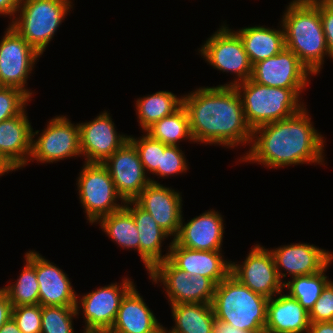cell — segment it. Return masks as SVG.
Here are the masks:
<instances>
[{
  "label": "cell",
  "mask_w": 333,
  "mask_h": 333,
  "mask_svg": "<svg viewBox=\"0 0 333 333\" xmlns=\"http://www.w3.org/2000/svg\"><path fill=\"white\" fill-rule=\"evenodd\" d=\"M311 120L304 106L289 118L255 128L251 147L239 162L261 164L269 170L302 164L325 166L326 138Z\"/></svg>",
  "instance_id": "obj_1"
},
{
  "label": "cell",
  "mask_w": 333,
  "mask_h": 333,
  "mask_svg": "<svg viewBox=\"0 0 333 333\" xmlns=\"http://www.w3.org/2000/svg\"><path fill=\"white\" fill-rule=\"evenodd\" d=\"M182 105L194 144L232 148L248 145L252 129L246 123L242 101L235 86L199 87L183 94Z\"/></svg>",
  "instance_id": "obj_2"
},
{
  "label": "cell",
  "mask_w": 333,
  "mask_h": 333,
  "mask_svg": "<svg viewBox=\"0 0 333 333\" xmlns=\"http://www.w3.org/2000/svg\"><path fill=\"white\" fill-rule=\"evenodd\" d=\"M281 23L285 46L315 76L320 75L326 59H330L320 17V0H292L285 7Z\"/></svg>",
  "instance_id": "obj_3"
},
{
  "label": "cell",
  "mask_w": 333,
  "mask_h": 333,
  "mask_svg": "<svg viewBox=\"0 0 333 333\" xmlns=\"http://www.w3.org/2000/svg\"><path fill=\"white\" fill-rule=\"evenodd\" d=\"M268 298L255 293L231 273L216 285L215 319L249 333L265 332Z\"/></svg>",
  "instance_id": "obj_4"
},
{
  "label": "cell",
  "mask_w": 333,
  "mask_h": 333,
  "mask_svg": "<svg viewBox=\"0 0 333 333\" xmlns=\"http://www.w3.org/2000/svg\"><path fill=\"white\" fill-rule=\"evenodd\" d=\"M244 110V117L252 131L298 113L304 106L302 92L305 89L269 87L251 78L235 85Z\"/></svg>",
  "instance_id": "obj_5"
},
{
  "label": "cell",
  "mask_w": 333,
  "mask_h": 333,
  "mask_svg": "<svg viewBox=\"0 0 333 333\" xmlns=\"http://www.w3.org/2000/svg\"><path fill=\"white\" fill-rule=\"evenodd\" d=\"M72 1L22 0L9 25L43 55L60 25L67 18L68 12L73 10Z\"/></svg>",
  "instance_id": "obj_6"
},
{
  "label": "cell",
  "mask_w": 333,
  "mask_h": 333,
  "mask_svg": "<svg viewBox=\"0 0 333 333\" xmlns=\"http://www.w3.org/2000/svg\"><path fill=\"white\" fill-rule=\"evenodd\" d=\"M78 175L76 190L88 223L93 225L101 217L124 207L125 201L117 193L109 171L103 164L83 163Z\"/></svg>",
  "instance_id": "obj_7"
},
{
  "label": "cell",
  "mask_w": 333,
  "mask_h": 333,
  "mask_svg": "<svg viewBox=\"0 0 333 333\" xmlns=\"http://www.w3.org/2000/svg\"><path fill=\"white\" fill-rule=\"evenodd\" d=\"M226 22L207 38L198 53L217 71L233 74L234 79L224 86H235L251 78L252 64L239 35Z\"/></svg>",
  "instance_id": "obj_8"
},
{
  "label": "cell",
  "mask_w": 333,
  "mask_h": 333,
  "mask_svg": "<svg viewBox=\"0 0 333 333\" xmlns=\"http://www.w3.org/2000/svg\"><path fill=\"white\" fill-rule=\"evenodd\" d=\"M47 122L41 133L32 129L29 164L34 161L51 164L81 157L79 124L72 123L67 115H56Z\"/></svg>",
  "instance_id": "obj_9"
},
{
  "label": "cell",
  "mask_w": 333,
  "mask_h": 333,
  "mask_svg": "<svg viewBox=\"0 0 333 333\" xmlns=\"http://www.w3.org/2000/svg\"><path fill=\"white\" fill-rule=\"evenodd\" d=\"M134 285V280L127 276L122 277L120 283L113 282L84 295L77 294L76 312L78 316L82 312L85 325L82 333H107L116 319L123 297Z\"/></svg>",
  "instance_id": "obj_10"
},
{
  "label": "cell",
  "mask_w": 333,
  "mask_h": 333,
  "mask_svg": "<svg viewBox=\"0 0 333 333\" xmlns=\"http://www.w3.org/2000/svg\"><path fill=\"white\" fill-rule=\"evenodd\" d=\"M147 273L153 284L163 285V292L166 294L169 305L212 304L216 284L210 278L189 275L176 268L168 259L158 262Z\"/></svg>",
  "instance_id": "obj_11"
},
{
  "label": "cell",
  "mask_w": 333,
  "mask_h": 333,
  "mask_svg": "<svg viewBox=\"0 0 333 333\" xmlns=\"http://www.w3.org/2000/svg\"><path fill=\"white\" fill-rule=\"evenodd\" d=\"M42 57L12 26L8 25L0 40V86L15 87L33 98L27 87L35 63Z\"/></svg>",
  "instance_id": "obj_12"
},
{
  "label": "cell",
  "mask_w": 333,
  "mask_h": 333,
  "mask_svg": "<svg viewBox=\"0 0 333 333\" xmlns=\"http://www.w3.org/2000/svg\"><path fill=\"white\" fill-rule=\"evenodd\" d=\"M240 262L231 261V274L253 292L269 299L284 291L269 248L254 244Z\"/></svg>",
  "instance_id": "obj_13"
},
{
  "label": "cell",
  "mask_w": 333,
  "mask_h": 333,
  "mask_svg": "<svg viewBox=\"0 0 333 333\" xmlns=\"http://www.w3.org/2000/svg\"><path fill=\"white\" fill-rule=\"evenodd\" d=\"M311 76L297 55L285 47L277 55L255 63L251 79L269 87L307 89Z\"/></svg>",
  "instance_id": "obj_14"
},
{
  "label": "cell",
  "mask_w": 333,
  "mask_h": 333,
  "mask_svg": "<svg viewBox=\"0 0 333 333\" xmlns=\"http://www.w3.org/2000/svg\"><path fill=\"white\" fill-rule=\"evenodd\" d=\"M112 120L110 113L105 110L91 121L78 123L84 163H104L129 140L127 134L117 132Z\"/></svg>",
  "instance_id": "obj_15"
},
{
  "label": "cell",
  "mask_w": 333,
  "mask_h": 333,
  "mask_svg": "<svg viewBox=\"0 0 333 333\" xmlns=\"http://www.w3.org/2000/svg\"><path fill=\"white\" fill-rule=\"evenodd\" d=\"M115 184L117 193L126 201H133L150 183H160L145 172L135 146L128 140L104 163Z\"/></svg>",
  "instance_id": "obj_16"
},
{
  "label": "cell",
  "mask_w": 333,
  "mask_h": 333,
  "mask_svg": "<svg viewBox=\"0 0 333 333\" xmlns=\"http://www.w3.org/2000/svg\"><path fill=\"white\" fill-rule=\"evenodd\" d=\"M269 250L273 255L278 276L283 284L285 283L284 278L288 275L294 278L315 274L333 260L331 250L327 251L309 243H290Z\"/></svg>",
  "instance_id": "obj_17"
},
{
  "label": "cell",
  "mask_w": 333,
  "mask_h": 333,
  "mask_svg": "<svg viewBox=\"0 0 333 333\" xmlns=\"http://www.w3.org/2000/svg\"><path fill=\"white\" fill-rule=\"evenodd\" d=\"M24 258L35 267L41 306H76L78 293L63 269L35 250H27Z\"/></svg>",
  "instance_id": "obj_18"
},
{
  "label": "cell",
  "mask_w": 333,
  "mask_h": 333,
  "mask_svg": "<svg viewBox=\"0 0 333 333\" xmlns=\"http://www.w3.org/2000/svg\"><path fill=\"white\" fill-rule=\"evenodd\" d=\"M133 201L151 214L172 240L178 235L183 215V199L179 191L171 186L150 182Z\"/></svg>",
  "instance_id": "obj_19"
},
{
  "label": "cell",
  "mask_w": 333,
  "mask_h": 333,
  "mask_svg": "<svg viewBox=\"0 0 333 333\" xmlns=\"http://www.w3.org/2000/svg\"><path fill=\"white\" fill-rule=\"evenodd\" d=\"M223 216L218 210L209 209L184 222L182 215L180 230L173 240L179 246L192 250L223 251Z\"/></svg>",
  "instance_id": "obj_20"
},
{
  "label": "cell",
  "mask_w": 333,
  "mask_h": 333,
  "mask_svg": "<svg viewBox=\"0 0 333 333\" xmlns=\"http://www.w3.org/2000/svg\"><path fill=\"white\" fill-rule=\"evenodd\" d=\"M223 254L222 251L192 250L172 240L167 259L189 275L205 276L217 285L231 273V260Z\"/></svg>",
  "instance_id": "obj_21"
},
{
  "label": "cell",
  "mask_w": 333,
  "mask_h": 333,
  "mask_svg": "<svg viewBox=\"0 0 333 333\" xmlns=\"http://www.w3.org/2000/svg\"><path fill=\"white\" fill-rule=\"evenodd\" d=\"M27 107L0 122V156L15 171L29 165L32 150V125Z\"/></svg>",
  "instance_id": "obj_22"
},
{
  "label": "cell",
  "mask_w": 333,
  "mask_h": 333,
  "mask_svg": "<svg viewBox=\"0 0 333 333\" xmlns=\"http://www.w3.org/2000/svg\"><path fill=\"white\" fill-rule=\"evenodd\" d=\"M124 207L134 218L139 234V256L146 271L149 272L158 262L168 258L172 240L164 255L162 254V246L163 242L171 236L156 223L151 214L139 207L134 201H126Z\"/></svg>",
  "instance_id": "obj_23"
},
{
  "label": "cell",
  "mask_w": 333,
  "mask_h": 333,
  "mask_svg": "<svg viewBox=\"0 0 333 333\" xmlns=\"http://www.w3.org/2000/svg\"><path fill=\"white\" fill-rule=\"evenodd\" d=\"M134 285L123 297L116 319L107 333H160L163 325Z\"/></svg>",
  "instance_id": "obj_24"
},
{
  "label": "cell",
  "mask_w": 333,
  "mask_h": 333,
  "mask_svg": "<svg viewBox=\"0 0 333 333\" xmlns=\"http://www.w3.org/2000/svg\"><path fill=\"white\" fill-rule=\"evenodd\" d=\"M309 312L283 291L269 298L266 313V333H308Z\"/></svg>",
  "instance_id": "obj_25"
},
{
  "label": "cell",
  "mask_w": 333,
  "mask_h": 333,
  "mask_svg": "<svg viewBox=\"0 0 333 333\" xmlns=\"http://www.w3.org/2000/svg\"><path fill=\"white\" fill-rule=\"evenodd\" d=\"M279 29L260 24L234 30L242 40L252 66L282 51L285 46V33L281 21Z\"/></svg>",
  "instance_id": "obj_26"
},
{
  "label": "cell",
  "mask_w": 333,
  "mask_h": 333,
  "mask_svg": "<svg viewBox=\"0 0 333 333\" xmlns=\"http://www.w3.org/2000/svg\"><path fill=\"white\" fill-rule=\"evenodd\" d=\"M174 326L170 333H212L215 314L212 304L180 303L169 305Z\"/></svg>",
  "instance_id": "obj_27"
},
{
  "label": "cell",
  "mask_w": 333,
  "mask_h": 333,
  "mask_svg": "<svg viewBox=\"0 0 333 333\" xmlns=\"http://www.w3.org/2000/svg\"><path fill=\"white\" fill-rule=\"evenodd\" d=\"M183 95L177 96L171 91H157L135 100L137 121L144 132L155 122L171 115L182 106Z\"/></svg>",
  "instance_id": "obj_28"
},
{
  "label": "cell",
  "mask_w": 333,
  "mask_h": 333,
  "mask_svg": "<svg viewBox=\"0 0 333 333\" xmlns=\"http://www.w3.org/2000/svg\"><path fill=\"white\" fill-rule=\"evenodd\" d=\"M95 224L120 248L139 254V234L132 214L125 208L101 217Z\"/></svg>",
  "instance_id": "obj_29"
},
{
  "label": "cell",
  "mask_w": 333,
  "mask_h": 333,
  "mask_svg": "<svg viewBox=\"0 0 333 333\" xmlns=\"http://www.w3.org/2000/svg\"><path fill=\"white\" fill-rule=\"evenodd\" d=\"M145 132L165 145L179 146L183 140L194 143L188 115L183 105L171 115L155 122Z\"/></svg>",
  "instance_id": "obj_30"
},
{
  "label": "cell",
  "mask_w": 333,
  "mask_h": 333,
  "mask_svg": "<svg viewBox=\"0 0 333 333\" xmlns=\"http://www.w3.org/2000/svg\"><path fill=\"white\" fill-rule=\"evenodd\" d=\"M332 262L333 260L318 273L290 278L291 280L288 279L283 284L285 292L295 298L304 309L310 312L315 302L321 296L322 290L331 281L325 272H327Z\"/></svg>",
  "instance_id": "obj_31"
},
{
  "label": "cell",
  "mask_w": 333,
  "mask_h": 333,
  "mask_svg": "<svg viewBox=\"0 0 333 333\" xmlns=\"http://www.w3.org/2000/svg\"><path fill=\"white\" fill-rule=\"evenodd\" d=\"M24 261V267L16 282L2 287L13 307L39 304V284L35 267L26 258Z\"/></svg>",
  "instance_id": "obj_32"
},
{
  "label": "cell",
  "mask_w": 333,
  "mask_h": 333,
  "mask_svg": "<svg viewBox=\"0 0 333 333\" xmlns=\"http://www.w3.org/2000/svg\"><path fill=\"white\" fill-rule=\"evenodd\" d=\"M76 306H41V333H75Z\"/></svg>",
  "instance_id": "obj_33"
},
{
  "label": "cell",
  "mask_w": 333,
  "mask_h": 333,
  "mask_svg": "<svg viewBox=\"0 0 333 333\" xmlns=\"http://www.w3.org/2000/svg\"><path fill=\"white\" fill-rule=\"evenodd\" d=\"M129 141L135 146L147 175H153L160 165L161 152L168 146L161 141L153 139L145 131L142 136L129 135Z\"/></svg>",
  "instance_id": "obj_34"
},
{
  "label": "cell",
  "mask_w": 333,
  "mask_h": 333,
  "mask_svg": "<svg viewBox=\"0 0 333 333\" xmlns=\"http://www.w3.org/2000/svg\"><path fill=\"white\" fill-rule=\"evenodd\" d=\"M179 147L168 145L164 152H161L160 165L153 175H156L159 179H166L167 177L185 174L189 170L185 153Z\"/></svg>",
  "instance_id": "obj_35"
},
{
  "label": "cell",
  "mask_w": 333,
  "mask_h": 333,
  "mask_svg": "<svg viewBox=\"0 0 333 333\" xmlns=\"http://www.w3.org/2000/svg\"><path fill=\"white\" fill-rule=\"evenodd\" d=\"M31 101L22 90L0 86V122L19 115Z\"/></svg>",
  "instance_id": "obj_36"
},
{
  "label": "cell",
  "mask_w": 333,
  "mask_h": 333,
  "mask_svg": "<svg viewBox=\"0 0 333 333\" xmlns=\"http://www.w3.org/2000/svg\"><path fill=\"white\" fill-rule=\"evenodd\" d=\"M12 318L22 333H41V305L13 307Z\"/></svg>",
  "instance_id": "obj_37"
},
{
  "label": "cell",
  "mask_w": 333,
  "mask_h": 333,
  "mask_svg": "<svg viewBox=\"0 0 333 333\" xmlns=\"http://www.w3.org/2000/svg\"><path fill=\"white\" fill-rule=\"evenodd\" d=\"M310 322H333V280L322 290L321 296L309 312Z\"/></svg>",
  "instance_id": "obj_38"
},
{
  "label": "cell",
  "mask_w": 333,
  "mask_h": 333,
  "mask_svg": "<svg viewBox=\"0 0 333 333\" xmlns=\"http://www.w3.org/2000/svg\"><path fill=\"white\" fill-rule=\"evenodd\" d=\"M320 17L325 34L330 59L333 61V5L320 0Z\"/></svg>",
  "instance_id": "obj_39"
},
{
  "label": "cell",
  "mask_w": 333,
  "mask_h": 333,
  "mask_svg": "<svg viewBox=\"0 0 333 333\" xmlns=\"http://www.w3.org/2000/svg\"><path fill=\"white\" fill-rule=\"evenodd\" d=\"M13 306L5 291L0 288V329L12 317Z\"/></svg>",
  "instance_id": "obj_40"
},
{
  "label": "cell",
  "mask_w": 333,
  "mask_h": 333,
  "mask_svg": "<svg viewBox=\"0 0 333 333\" xmlns=\"http://www.w3.org/2000/svg\"><path fill=\"white\" fill-rule=\"evenodd\" d=\"M22 0H0V16H9L10 22L14 19L15 14Z\"/></svg>",
  "instance_id": "obj_41"
},
{
  "label": "cell",
  "mask_w": 333,
  "mask_h": 333,
  "mask_svg": "<svg viewBox=\"0 0 333 333\" xmlns=\"http://www.w3.org/2000/svg\"><path fill=\"white\" fill-rule=\"evenodd\" d=\"M212 333H249V332L235 328L232 325L224 323L220 320H215Z\"/></svg>",
  "instance_id": "obj_42"
},
{
  "label": "cell",
  "mask_w": 333,
  "mask_h": 333,
  "mask_svg": "<svg viewBox=\"0 0 333 333\" xmlns=\"http://www.w3.org/2000/svg\"><path fill=\"white\" fill-rule=\"evenodd\" d=\"M308 333H333V322H311Z\"/></svg>",
  "instance_id": "obj_43"
},
{
  "label": "cell",
  "mask_w": 333,
  "mask_h": 333,
  "mask_svg": "<svg viewBox=\"0 0 333 333\" xmlns=\"http://www.w3.org/2000/svg\"><path fill=\"white\" fill-rule=\"evenodd\" d=\"M0 333H22L21 330L17 327V324L11 317L6 323L3 324L0 329Z\"/></svg>",
  "instance_id": "obj_44"
},
{
  "label": "cell",
  "mask_w": 333,
  "mask_h": 333,
  "mask_svg": "<svg viewBox=\"0 0 333 333\" xmlns=\"http://www.w3.org/2000/svg\"><path fill=\"white\" fill-rule=\"evenodd\" d=\"M13 171L14 170L0 156V178L1 176L6 175V173L8 174Z\"/></svg>",
  "instance_id": "obj_45"
},
{
  "label": "cell",
  "mask_w": 333,
  "mask_h": 333,
  "mask_svg": "<svg viewBox=\"0 0 333 333\" xmlns=\"http://www.w3.org/2000/svg\"><path fill=\"white\" fill-rule=\"evenodd\" d=\"M327 4L333 5V0H321Z\"/></svg>",
  "instance_id": "obj_46"
},
{
  "label": "cell",
  "mask_w": 333,
  "mask_h": 333,
  "mask_svg": "<svg viewBox=\"0 0 333 333\" xmlns=\"http://www.w3.org/2000/svg\"><path fill=\"white\" fill-rule=\"evenodd\" d=\"M160 333H170V332H168L167 329L165 327H163V329L161 330Z\"/></svg>",
  "instance_id": "obj_47"
}]
</instances>
